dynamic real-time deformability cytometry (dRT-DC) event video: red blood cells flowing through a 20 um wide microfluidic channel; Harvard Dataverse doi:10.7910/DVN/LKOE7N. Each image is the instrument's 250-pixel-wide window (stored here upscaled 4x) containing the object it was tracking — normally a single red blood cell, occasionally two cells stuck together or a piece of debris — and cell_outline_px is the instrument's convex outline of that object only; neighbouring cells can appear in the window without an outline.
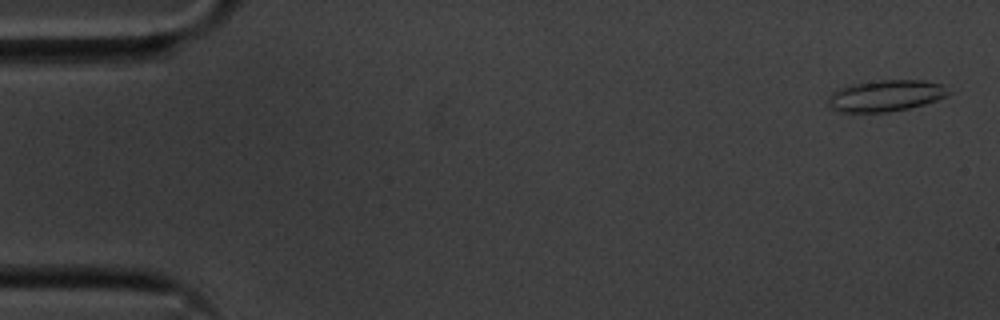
{"species": "common noctule bat (a hibernating species)", "species_latin": "Nyctalus noctula", "temperature_condition": "cold", "stored_images_in_passage": 56, "camera_frame_rate_fps": 3000, "um_per_image_px": 0.085, "animal": {"sex": "male", "body_mass_g": 20.1, "forearm_length_mm": 53.5}, "frame": {"image": 1, "passage_image": 2, "time_ms": 0.333, "image_size_px": [1000, 320], "cell_outline_px": [[952, 92], [948, 96], [924, 104], [908, 108], [888, 112], [840, 112], [828, 108], [828, 100], [832, 92], [840, 88], [852, 84], [880, 80], [924, 80], [940, 84]], "centroid_in_image_um": [75.27, 8.14], "position_along_channel_um": 9.7, "area_um2": 22.02}}
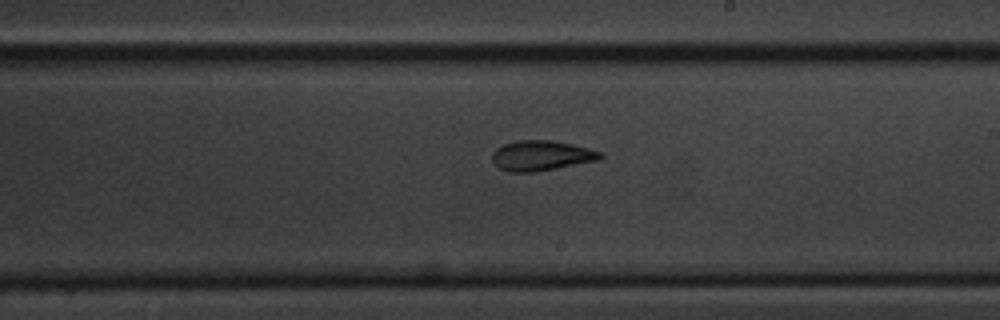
{"frame": {"image": 2, "passage_image": 32, "time_ms": 10.333, "image_size_px": [1000, 320], "cell_outline_px": [[604, 156], [600, 160], [536, 172], [508, 172], [500, 168], [492, 160], [492, 152], [496, 148], [504, 144], [520, 140], [552, 140], [572, 144], [588, 148], [600, 152]], "centroid_in_image_um": [46.02, 13.23], "position_along_channel_um": 243.0, "area_um2": 19.02}}
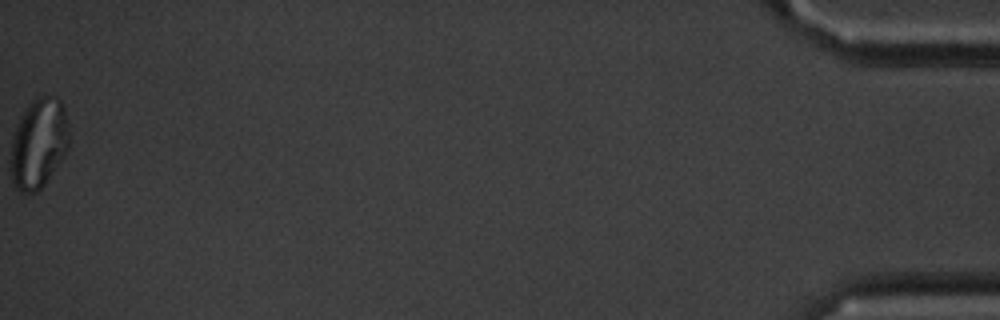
{"frame": {"image": 3, "passage_image": 56, "time_ms": 18.333, "image_size_px": [1000, 320], "cell_outline_px": [[68, 148], [44, 184], [36, 192], [20, 192], [12, 184], [12, 136], [20, 116], [28, 104], [36, 96], [56, 96], [64, 104], [68, 128]], "centroid_in_image_um": [3.28, 12.13], "position_along_channel_um": 431.9, "area_um2": 30.29}, "authors_computed_cell_mechanics": {"area_um2": 20.23, "velocity_mm_per_s": 3.5959, "shape_relaxation_time_tau1_ms": 3.4339, "shape_relaxation_time_tau2_ms": 2.9789, "deformation_change_tau1": 0.1211, "deformation_change_tau2": 0.0914}}